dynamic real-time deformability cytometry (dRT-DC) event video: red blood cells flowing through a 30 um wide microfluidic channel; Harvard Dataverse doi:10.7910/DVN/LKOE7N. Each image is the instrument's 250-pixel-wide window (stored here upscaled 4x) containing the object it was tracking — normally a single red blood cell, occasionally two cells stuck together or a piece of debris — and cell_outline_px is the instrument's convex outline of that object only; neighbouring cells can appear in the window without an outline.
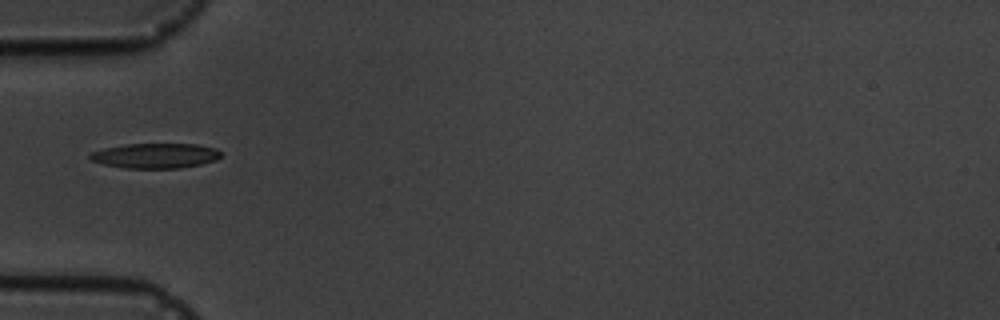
{"species": "common noctule bat (a hibernating species)", "species_latin": "Nyctalus noctula", "temperature_condition": "cold", "stored_images_in_passage": 7, "camera_frame_rate_fps": 3000, "um_per_image_px": 0.085, "animal": {"sex": "male", "body_mass_g": 19.5, "forearm_length_mm": 54.6}, "frame": {"image": 1, "passage_image": 1, "time_ms": 0.0, "image_size_px": [1000, 320], "cell_outline_px": [[220, 156], [216, 160], [200, 164], [180, 168], [124, 168], [104, 164], [92, 160], [88, 156], [92, 152], [104, 148], [128, 144], [196, 144], [216, 148], [220, 152]], "centroid_in_image_um": [13.22, 13.23], "position_along_channel_um": 71.8, "area_um2": 18.9}}
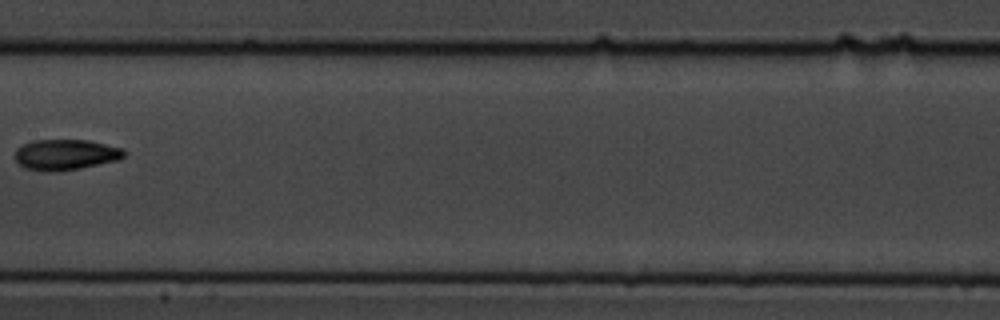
{"frame": {"image": 2, "passage_image": 4, "time_ms": 3.667, "image_size_px": [1000, 320], "cell_outline_px": [[128, 152], [120, 160], [80, 168], [56, 172], [44, 172], [24, 168], [16, 160], [16, 148], [32, 140], [88, 140], [124, 148]], "centroid_in_image_um": [5.61, 13.15], "position_along_channel_um": 201.8, "area_um2": 19.77}}
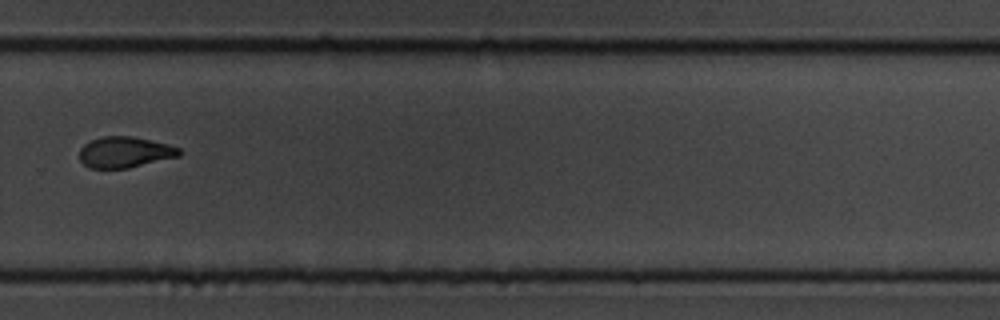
{"frame": {"image": 3, "passage_image": 7, "time_ms": 7.0, "image_size_px": [1000, 320], "cell_outline_px": [[180, 156], [128, 168], [88, 168], [80, 160], [80, 148], [88, 140], [100, 136], [132, 136], [168, 144], [180, 148]], "centroid_in_image_um": [10.58, 12.93], "position_along_channel_um": 319.2, "area_um2": 18.09}}